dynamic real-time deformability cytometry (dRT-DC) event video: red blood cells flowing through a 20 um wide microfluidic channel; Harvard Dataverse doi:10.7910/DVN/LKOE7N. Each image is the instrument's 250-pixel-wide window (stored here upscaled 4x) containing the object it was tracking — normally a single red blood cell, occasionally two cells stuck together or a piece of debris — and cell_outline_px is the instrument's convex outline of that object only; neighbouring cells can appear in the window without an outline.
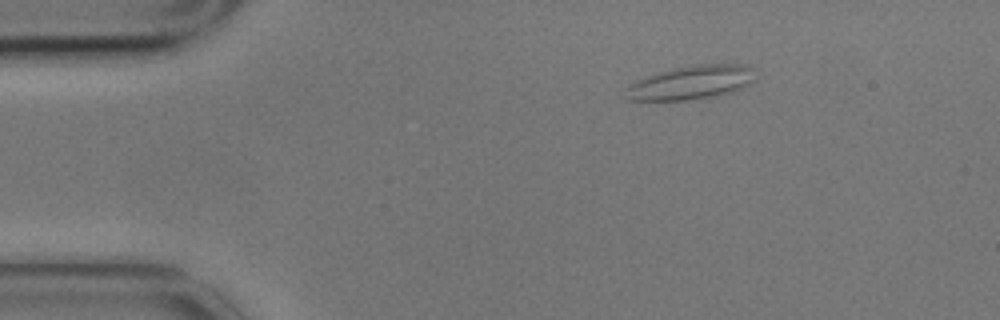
{"species": "common noctule bat (a hibernating species)", "species_latin": "Nyctalus noctula", "temperature_condition": "cold", "stored_images_in_passage": 3, "camera_frame_rate_fps": 3000, "um_per_image_px": 0.085, "animal": {"sex": "male", "body_mass_g": 17.9}, "frame": {"image": 1, "passage_image": 1, "time_ms": 0.0, "image_size_px": [1000, 320], "cell_outline_px": [[760, 68], [756, 80], [704, 112], [700, 112], [628, 100], [628, 88], [636, 80], [672, 68], [696, 64], [748, 64]], "centroid_in_image_um": [58.91, 7.28], "position_along_channel_um": 26.1, "area_um2": 31.27}}